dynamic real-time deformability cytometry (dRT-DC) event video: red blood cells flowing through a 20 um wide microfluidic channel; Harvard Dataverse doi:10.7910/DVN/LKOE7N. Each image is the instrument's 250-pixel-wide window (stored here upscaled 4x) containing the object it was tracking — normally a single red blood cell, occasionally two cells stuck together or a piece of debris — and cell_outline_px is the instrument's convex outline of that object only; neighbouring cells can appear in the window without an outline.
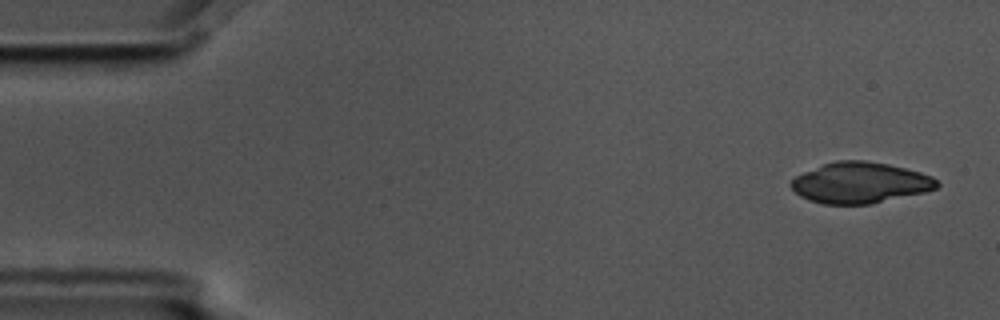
{"species": "common noctule bat (a hibernating species)", "species_latin": "Nyctalus noctula", "temperature_condition": "cold", "stored_images_in_passage": 10, "camera_frame_rate_fps": 3000, "um_per_image_px": 0.085, "animal": {"sex": "male", "body_mass_g": 17.5, "forearm_length_mm": 52.3}, "frame": {"image": 1, "passage_image": 1, "time_ms": 0.0, "image_size_px": [1000, 320], "cell_outline_px": [[940, 184], [936, 188], [924, 192], [872, 204], [824, 204], [808, 200], [800, 196], [788, 184], [796, 176], [804, 172], [824, 164], [836, 160], [864, 160], [888, 164], [920, 172], [932, 176]], "centroid_in_image_um": [73.1, 15.54], "position_along_channel_um": 11.9, "area_um2": 34.68}}